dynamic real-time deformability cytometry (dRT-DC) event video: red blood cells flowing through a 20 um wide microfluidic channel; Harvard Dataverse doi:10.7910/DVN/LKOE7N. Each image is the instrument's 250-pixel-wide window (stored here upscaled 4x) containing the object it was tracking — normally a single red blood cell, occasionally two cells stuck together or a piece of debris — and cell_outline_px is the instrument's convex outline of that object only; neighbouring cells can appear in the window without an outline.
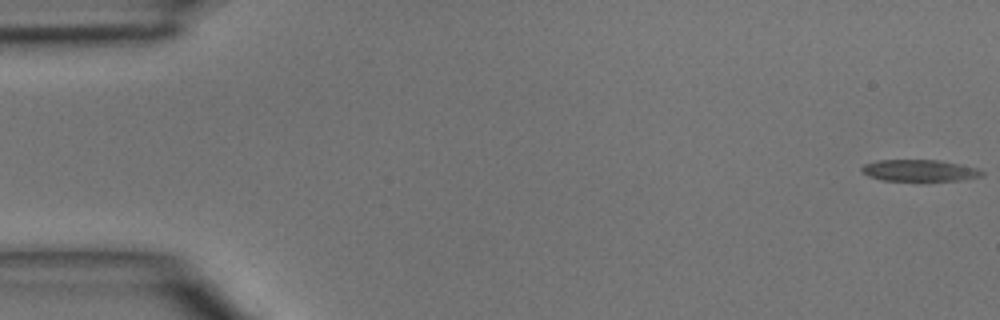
{"species": "common noctule bat (a hibernating species)", "species_latin": "Nyctalus noctula", "temperature_condition": "room temperature", "stored_images_in_passage": 5, "segment_of_instrument_passage": [2, 2], "camera_frame_rate_fps": 3000, "um_per_image_px": 0.085, "animal": {"sex": "male", "body_mass_g": 15.6}, "frame": {"image": 1, "passage_image": 5, "time_ms": 5.333, "image_size_px": [1000, 320], "cell_outline_px": [[984, 176], [960, 180], [884, 180], [868, 176], [860, 172], [860, 168], [864, 164], [880, 160], [940, 160], [960, 164], [976, 168], [984, 172]], "centroid_in_image_um": [78.14, 14.48], "position_along_channel_um": 6.9, "area_um2": 15.03}}